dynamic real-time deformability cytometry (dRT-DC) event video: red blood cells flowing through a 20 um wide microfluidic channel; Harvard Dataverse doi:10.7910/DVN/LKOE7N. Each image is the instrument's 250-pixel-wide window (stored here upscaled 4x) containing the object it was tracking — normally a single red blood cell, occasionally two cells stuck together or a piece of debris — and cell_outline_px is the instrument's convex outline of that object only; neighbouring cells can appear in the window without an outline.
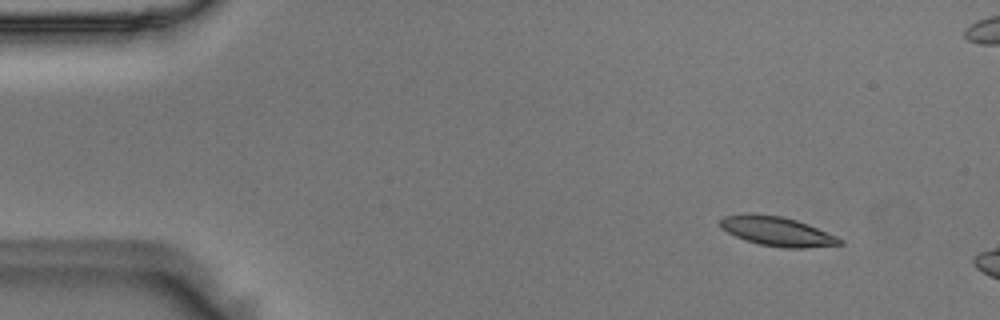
{"species": "Egyptian fruit bat (a non-hibernating species)", "species_latin": "Rousettus aegyptiacus", "temperature_condition": "room temperature", "stored_images_in_passage": 49, "camera_frame_rate_fps": 3000, "um_per_image_px": 0.085, "animal": {"sex": "male"}, "frame": {"image": 1, "passage_image": 2, "time_ms": 0.333, "image_size_px": [1000, 320], "cell_outline_px": [[844, 244], [804, 248], [784, 248], [760, 244], [744, 240], [720, 228], [720, 220], [724, 216], [744, 212], [752, 212], [780, 216], [796, 220], [808, 224], [836, 236], [844, 240]], "centroid_in_image_um": [66.03, 19.65], "position_along_channel_um": 19.0, "area_um2": 20.63}}
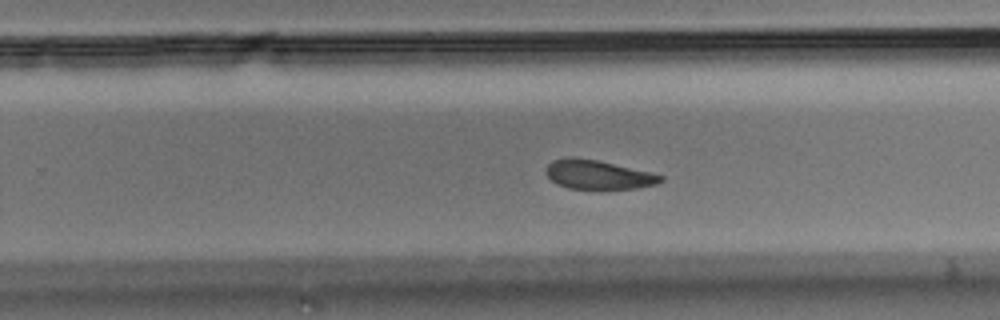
{"frame": {"image": 2, "passage_image": 29, "time_ms": 9.333, "image_size_px": [1000, 320], "cell_outline_px": [[664, 180], [656, 184], [636, 188], [568, 188], [556, 184], [544, 172], [548, 164], [552, 160], [564, 156], [572, 156], [596, 160], [648, 172], [664, 176]], "centroid_in_image_um": [50.77, 14.83], "position_along_channel_um": 279.0, "area_um2": 19.19}}
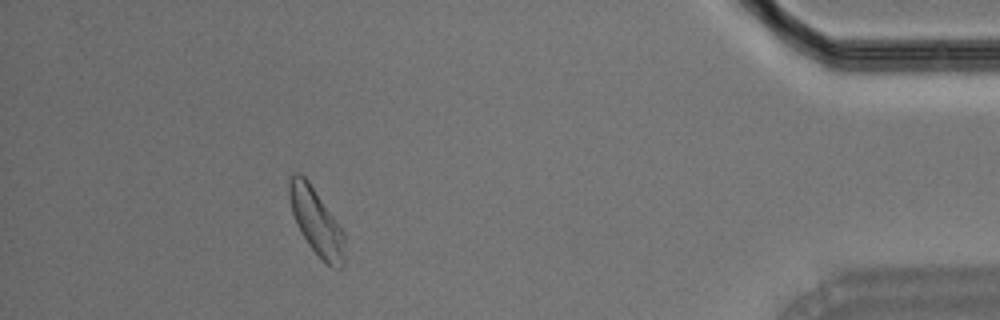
{"frame": {"image": 3, "passage_image": 43, "time_ms": 14.0, "image_size_px": [1000, 320], "cell_outline_px": [[344, 268], [332, 268], [308, 244], [300, 232], [296, 224], [292, 212], [288, 196], [288, 176], [296, 172], [300, 172], [308, 180], [344, 232]], "centroid_in_image_um": [26.85, 18.8], "position_along_channel_um": 408.3, "area_um2": 21.39}}